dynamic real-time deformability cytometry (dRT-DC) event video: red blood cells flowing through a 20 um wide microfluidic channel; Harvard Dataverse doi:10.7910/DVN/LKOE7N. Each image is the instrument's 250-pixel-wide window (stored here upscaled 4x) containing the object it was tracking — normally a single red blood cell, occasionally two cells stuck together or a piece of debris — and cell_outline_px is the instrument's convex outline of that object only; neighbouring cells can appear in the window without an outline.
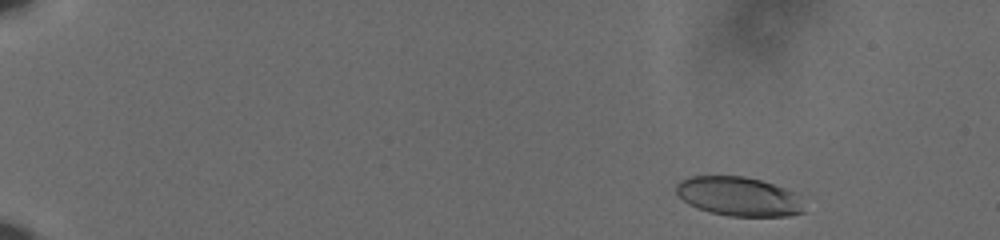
{"species": "human", "species_latin": "Homo sapiens", "temperature_condition": "cold", "stored_images_in_passage": 56, "camera_frame_rate_fps": 3000, "um_per_image_px": 0.085, "donor": {"sex": "male"}, "frame": {"image": 1, "passage_image": 4, "time_ms": 1.0, "image_size_px": [1000, 240], "cell_outline_px": [[804, 212], [788, 216], [728, 216], [696, 208], [688, 204], [676, 192], [676, 184], [680, 180], [692, 176], [744, 176], [760, 180], [784, 188], [792, 192]], "centroid_in_image_um": [62.71, 16.69], "position_along_channel_um": 22.3, "area_um2": 28.67}}
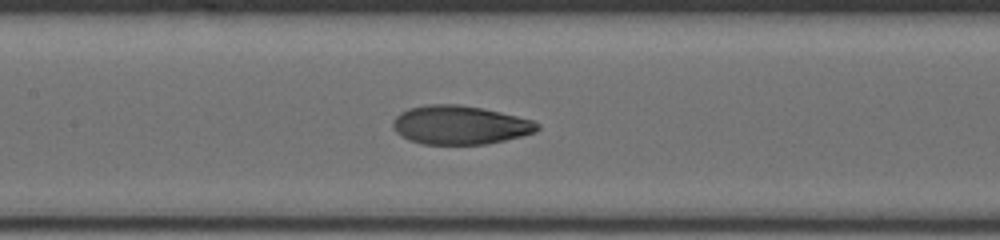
{"frame": {"image": 2, "passage_image": 28, "time_ms": 9.0, "image_size_px": [1000, 240], "cell_outline_px": [[540, 128], [536, 132], [488, 144], [424, 144], [408, 140], [400, 136], [392, 128], [392, 120], [400, 112], [408, 108], [428, 104], [456, 104], [480, 108], [500, 112], [532, 120], [540, 124]], "centroid_in_image_um": [39.05, 10.63], "position_along_channel_um": 168.3, "area_um2": 32.66}}
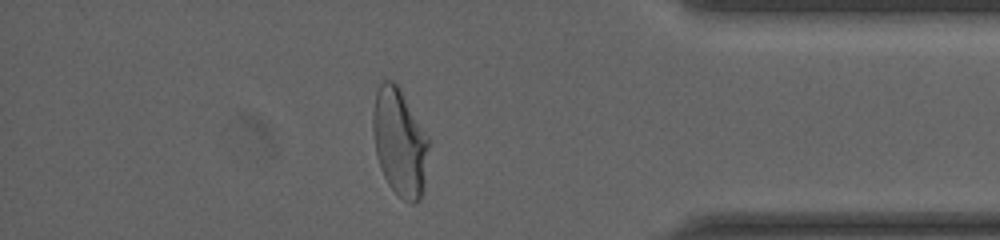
{"frame": {"image": 3, "passage_image": 49, "time_ms": 16.0, "image_size_px": [1000, 240], "cell_outline_px": [[428, 148], [424, 188], [420, 200], [416, 204], [412, 204], [404, 200], [388, 184], [380, 168], [376, 156], [372, 128], [372, 112], [376, 92], [380, 84], [384, 80], [392, 80], [400, 88], [428, 136]], "centroid_in_image_um": [33.96, 12.1], "position_along_channel_um": 401.2, "area_um2": 35.03}, "authors_computed_cell_mechanics": {"area_um2": 32.4258, "velocity_mm_per_s": 3.6134, "shape_relaxation_time_tau1_ms": 5.8812, "shape_relaxation_time_tau2_ms": 1.107, "deformation_change_tau1": 0.2048, "deformation_change_tau2": 0.0613}}